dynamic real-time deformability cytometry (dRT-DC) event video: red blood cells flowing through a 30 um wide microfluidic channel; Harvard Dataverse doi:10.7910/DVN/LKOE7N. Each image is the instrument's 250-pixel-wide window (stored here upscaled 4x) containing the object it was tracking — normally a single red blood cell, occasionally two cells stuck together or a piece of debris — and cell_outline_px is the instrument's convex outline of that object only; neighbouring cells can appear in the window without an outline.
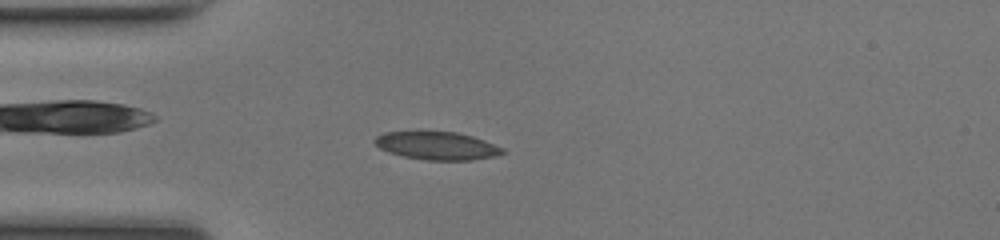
{"species": "common noctule bat (a hibernating species)", "species_latin": "Nyctalus noctula", "temperature_condition": "room temperature", "stored_images_in_passage": 49, "camera_frame_rate_fps": 3000, "um_per_image_px": 0.085, "animal": {"sex": "female", "body_mass_g": 17.0, "forearm_length_mm": 48.0}, "frame": {"image": 1, "passage_image": 13, "time_ms": 4.0, "image_size_px": [1000, 240], "cell_outline_px": [[504, 152], [496, 156], [472, 160], [424, 160], [404, 156], [388, 152], [380, 148], [372, 140], [376, 136], [384, 132], [456, 132], [472, 136], [484, 140], [504, 148]], "centroid_in_image_um": [37.14, 12.39], "position_along_channel_um": 47.9, "area_um2": 20.75}}
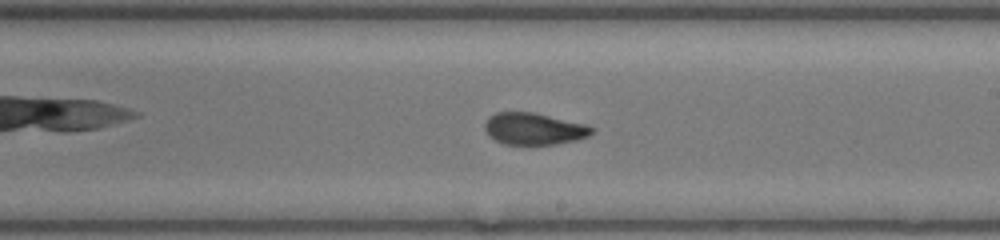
{"frame": {"image": 2, "passage_image": 28, "time_ms": 9.0, "image_size_px": [1000, 240], "cell_outline_px": [[596, 128], [588, 136], [576, 140], [556, 144], [504, 144], [488, 136], [484, 128], [484, 124], [488, 116], [496, 112], [532, 112], [584, 124]], "centroid_in_image_um": [45.34, 10.94], "position_along_channel_um": 243.7, "area_um2": 19.77}}
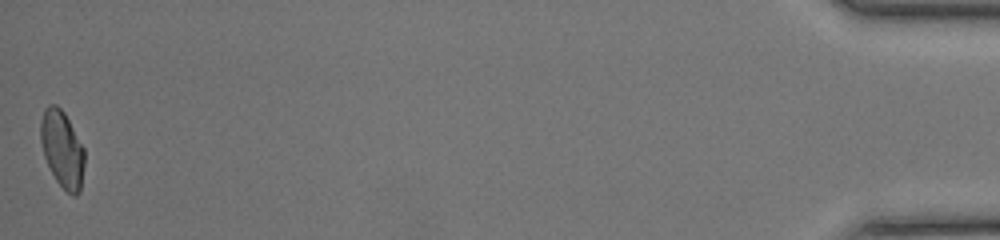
{"frame": {"image": 3, "passage_image": 49, "time_ms": 16.0, "image_size_px": [1000, 240], "cell_outline_px": [[84, 164], [80, 192], [76, 196], [72, 196], [56, 180], [44, 156], [40, 140], [40, 120], [44, 108], [48, 104], [56, 104], [64, 112], [84, 148]], "centroid_in_image_um": [5.28, 12.65], "position_along_channel_um": 429.9, "area_um2": 19.59}, "authors_computed_cell_mechanics": {"area_um2": 20.0566, "velocity_mm_per_s": 4.1701, "shape_relaxation_time_tau1_ms": null, "shape_relaxation_time_tau2_ms": 1.2426, "deformation_change_tau1": null, "deformation_change_tau2": 0.0715}}